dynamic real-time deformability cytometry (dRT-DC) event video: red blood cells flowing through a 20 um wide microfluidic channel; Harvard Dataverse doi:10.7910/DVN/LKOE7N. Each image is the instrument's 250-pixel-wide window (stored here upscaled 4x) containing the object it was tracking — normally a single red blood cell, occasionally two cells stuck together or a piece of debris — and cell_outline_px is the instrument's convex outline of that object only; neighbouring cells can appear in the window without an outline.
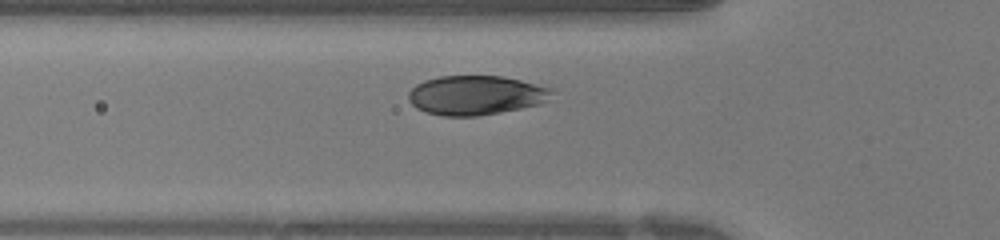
{"species": "human", "species_latin": "Homo sapiens", "temperature_condition": "warm", "stored_images_in_passage": 23, "camera_frame_rate_fps": 3000, "um_per_image_px": 0.085, "donor": {"sex": "female"}, "frame": {"image": 1, "passage_image": 3, "time_ms": 0.667, "image_size_px": [1000, 240], "cell_outline_px": [[556, 92], [540, 104], [480, 116], [440, 116], [424, 112], [416, 108], [408, 100], [408, 92], [416, 84], [424, 80], [440, 76], [504, 76], [556, 88]], "centroid_in_image_um": [40.46, 8.09], "position_along_channel_um": 85.3, "area_um2": 33.29}}
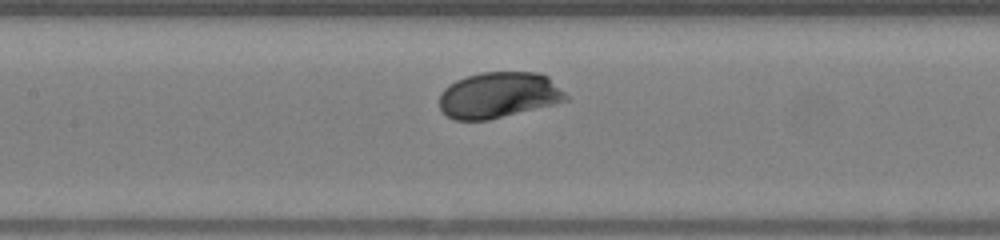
{"frame": {"image": 2, "passage_image": 8, "time_ms": 2.333, "image_size_px": [1000, 240], "cell_outline_px": [[568, 100], [488, 120], [456, 120], [448, 116], [440, 108], [440, 92], [448, 84], [456, 80], [480, 72], [540, 72], [548, 76], [568, 96]], "centroid_in_image_um": [42.37, 8.07], "position_along_channel_um": 165.0, "area_um2": 33.7}}
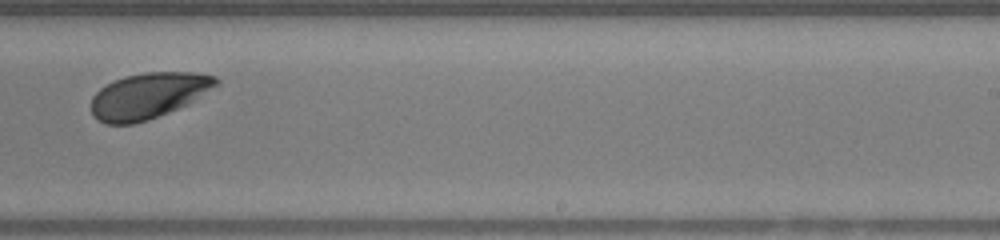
{"frame": {"image": 3, "passage_image": 15, "time_ms": 4.667, "image_size_px": [1000, 240], "cell_outline_px": [[220, 84], [188, 104], [148, 120], [132, 124], [104, 124], [92, 116], [92, 96], [100, 88], [116, 80], [128, 76], [144, 72], [192, 72], [216, 76], [220, 80]], "centroid_in_image_um": [12.63, 8.13], "position_along_channel_um": 276.4, "area_um2": 33.29}}